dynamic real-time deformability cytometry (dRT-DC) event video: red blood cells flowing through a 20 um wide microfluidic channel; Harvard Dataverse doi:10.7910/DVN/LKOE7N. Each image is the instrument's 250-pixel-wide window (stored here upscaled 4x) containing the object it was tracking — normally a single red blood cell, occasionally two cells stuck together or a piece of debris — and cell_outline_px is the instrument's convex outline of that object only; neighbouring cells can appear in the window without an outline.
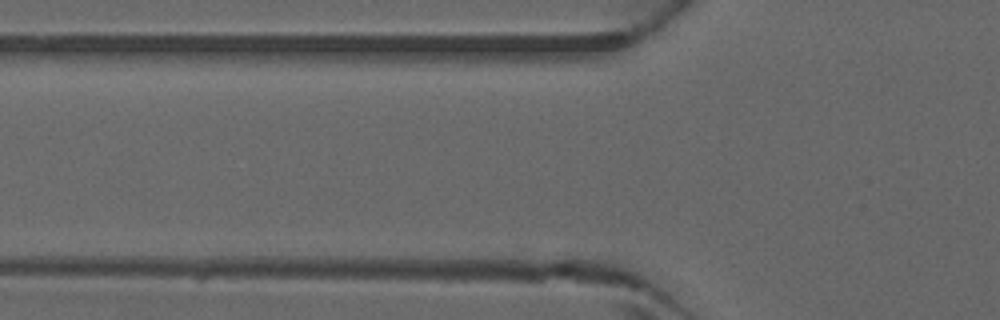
{"species": "common noctule bat (a hibernating species)", "species_latin": "Nyctalus noctula", "temperature_condition": "warm", "stored_images_in_passage": 4, "camera_frame_rate_fps": 3000, "um_per_image_px": 0.085, "animal": {"sex": "male", "forearm_length_mm": 52.5}, "frame": {"image": 1, "passage_image": 3, "time_ms": 0.667, "image_size_px": [1000, 320], "cell_outline_px": [[640, 288], [636, 288], [460, 280], [460, 276], [552, 272], [568, 272], [624, 280]], "centroid_in_image_um": [47.0, 23.75], "position_along_channel_um": 78.8, "area_um2": 11.39}}